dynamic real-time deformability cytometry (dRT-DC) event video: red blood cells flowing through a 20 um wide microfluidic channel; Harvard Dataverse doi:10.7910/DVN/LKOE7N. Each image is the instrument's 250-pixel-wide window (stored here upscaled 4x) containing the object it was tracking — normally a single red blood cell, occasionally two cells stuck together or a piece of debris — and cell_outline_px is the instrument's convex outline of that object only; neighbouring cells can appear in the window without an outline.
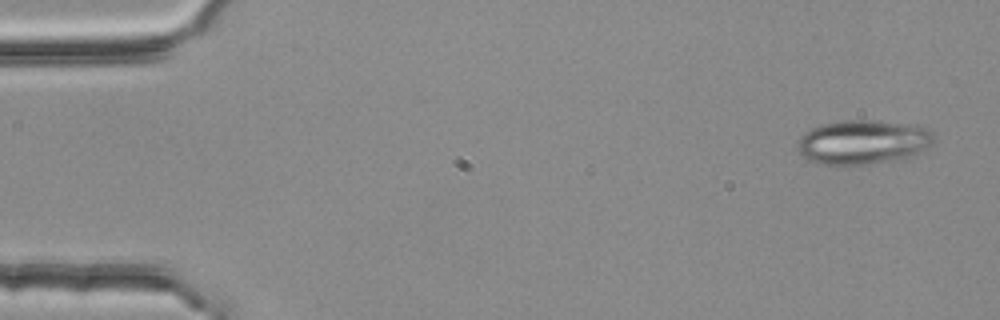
{"species": "common noctule bat (a hibernating species)", "species_latin": "Nyctalus noctula", "temperature_condition": "room temperature", "stored_images_in_passage": 4, "camera_frame_rate_fps": 3000, "um_per_image_px": 0.085, "animal": {"sex": "female", "body_mass_g": 25.1}, "frame": {"image": 1, "passage_image": 1, "time_ms": 0.0, "image_size_px": [1000, 320], "cell_outline_px": [[936, 136], [924, 148], [916, 152], [904, 156], [888, 160], [864, 164], [824, 164], [812, 160], [804, 156], [800, 152], [796, 144], [796, 140], [804, 132], [820, 124], [844, 120], [872, 120], [928, 128]], "centroid_in_image_um": [73.25, 12.04], "position_along_channel_um": 11.7, "area_um2": 34.1}}